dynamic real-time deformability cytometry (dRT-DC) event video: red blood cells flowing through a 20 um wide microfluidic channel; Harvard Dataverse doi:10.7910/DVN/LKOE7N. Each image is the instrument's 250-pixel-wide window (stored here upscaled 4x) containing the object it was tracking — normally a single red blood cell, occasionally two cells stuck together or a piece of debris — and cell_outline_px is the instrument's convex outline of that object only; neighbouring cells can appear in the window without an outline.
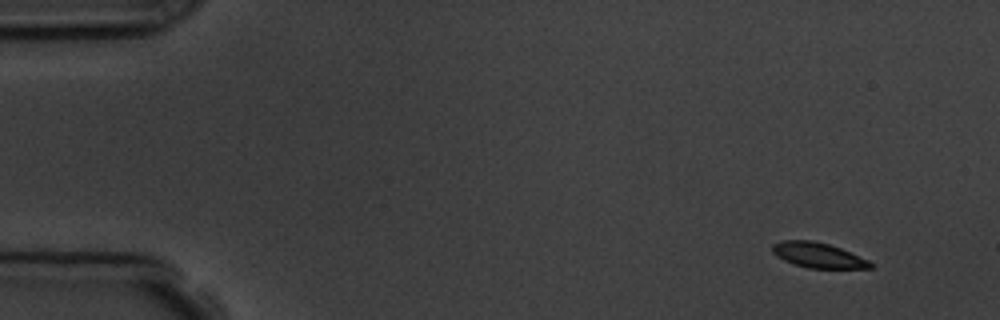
{"species": "common noctule bat (a hibernating species)", "species_latin": "Nyctalus noctula", "temperature_condition": "room temperature", "stored_images_in_passage": 6, "camera_frame_rate_fps": 3000, "um_per_image_px": 0.085, "animal": {"sex": "male", "body_mass_g": 19.5, "forearm_length_mm": 54.6}, "frame": {"image": 1, "passage_image": 1, "time_ms": 0.0, "image_size_px": [1000, 320], "cell_outline_px": [[872, 268], [808, 268], [784, 260], [776, 256], [772, 252], [772, 244], [780, 240], [812, 240], [828, 244], [840, 248], [868, 260], [872, 264]], "centroid_in_image_um": [69.49, 21.68], "position_along_channel_um": 15.5, "area_um2": 14.22}}
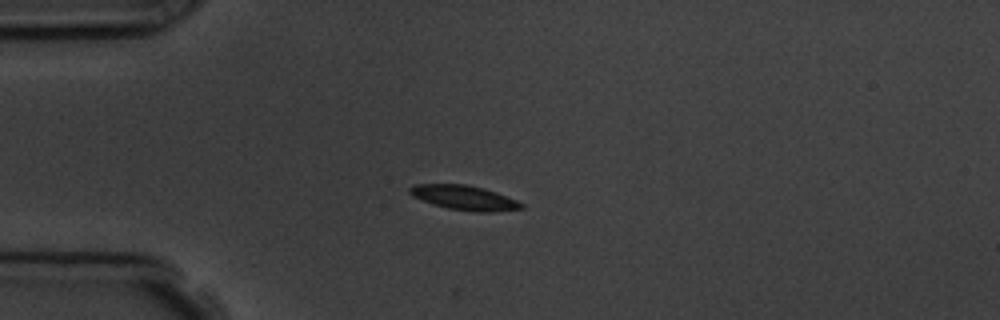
{"frame": {"image": 2, "passage_image": 4, "time_ms": 3.333, "image_size_px": [1000, 320], "cell_outline_px": [[524, 208], [492, 212], [472, 212], [448, 208], [432, 204], [412, 196], [408, 192], [408, 188], [416, 184], [468, 184], [484, 188], [496, 192], [516, 200], [524, 204]], "centroid_in_image_um": [39.45, 16.8], "position_along_channel_um": 45.5, "area_um2": 16.07}}